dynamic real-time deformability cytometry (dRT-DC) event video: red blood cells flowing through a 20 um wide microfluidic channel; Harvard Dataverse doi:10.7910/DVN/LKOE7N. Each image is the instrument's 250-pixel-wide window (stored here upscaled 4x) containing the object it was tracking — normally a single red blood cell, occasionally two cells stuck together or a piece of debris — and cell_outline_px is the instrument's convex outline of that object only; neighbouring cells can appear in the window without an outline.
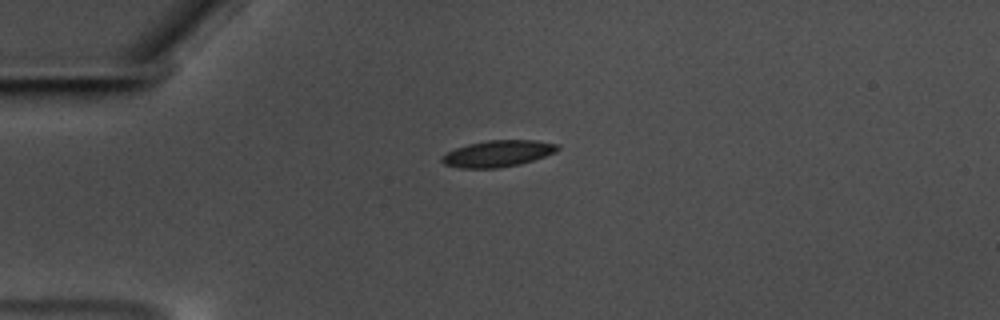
{"species": "common noctule bat (a hibernating species)", "species_latin": "Nyctalus noctula", "temperature_condition": "warm", "stored_images_in_passage": 45, "camera_frame_rate_fps": 3000, "um_per_image_px": 0.085, "animal": {"sex": "male", "body_mass_g": 17.5, "forearm_length_mm": 52.3}, "frame": {"image": 1, "passage_image": 1, "time_ms": 0.0, "image_size_px": [1000, 320], "cell_outline_px": [[560, 148], [556, 152], [520, 164], [496, 168], [460, 168], [444, 164], [440, 160], [440, 156], [456, 148], [468, 144], [488, 140], [536, 140], [560, 144]], "centroid_in_image_um": [42.32, 13.05], "position_along_channel_um": 42.7, "area_um2": 17.86}}
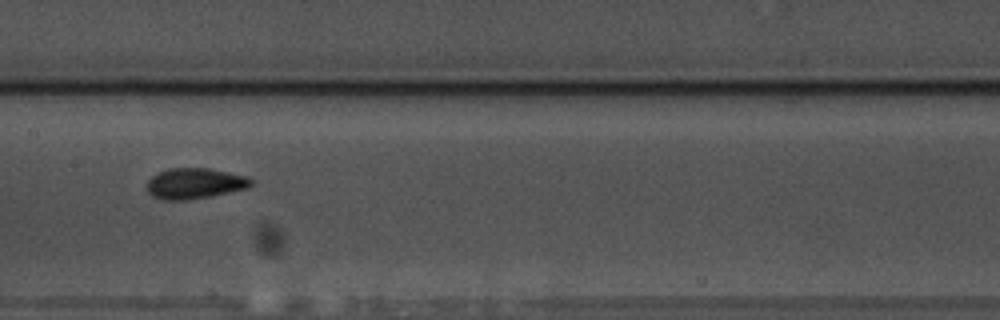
{"frame": {"image": 2, "passage_image": 16, "time_ms": 5.0, "image_size_px": [1000, 320], "cell_outline_px": [[252, 184], [248, 188], [188, 200], [164, 200], [152, 196], [148, 192], [148, 180], [152, 176], [168, 168], [208, 168], [228, 172], [244, 176], [252, 180]], "centroid_in_image_um": [16.53, 15.59], "position_along_channel_um": 190.9, "area_um2": 18.38}}
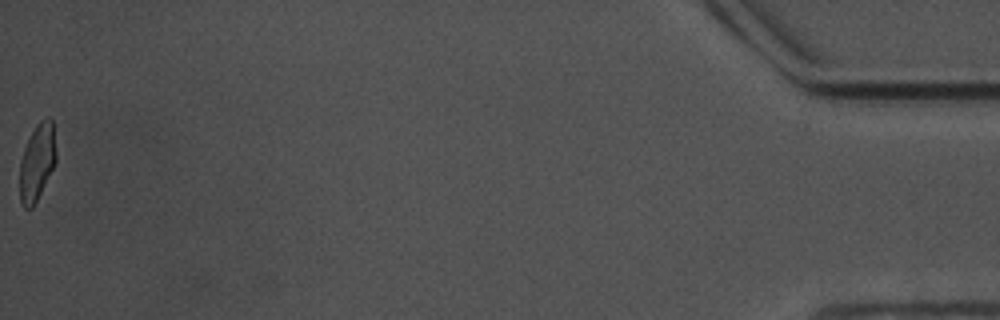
{"frame": {"image": 3, "passage_image": 45, "time_ms": 14.667, "image_size_px": [1000, 320], "cell_outline_px": [[56, 160], [32, 208], [24, 208], [20, 204], [20, 160], [24, 148], [36, 124], [40, 120], [48, 116], [52, 120], [56, 152]], "centroid_in_image_um": [3.14, 13.75], "position_along_channel_um": 432.1, "area_um2": 15.95}, "authors_computed_cell_mechanics": {"area_um2": 17.5134, "velocity_mm_per_s": 3.4962, "shape_relaxation_time_tau1_ms": 3.5584, "shape_relaxation_time_tau2_ms": 1.451, "deformation_change_tau1": 0.1313, "deformation_change_tau2": 0.0789}}